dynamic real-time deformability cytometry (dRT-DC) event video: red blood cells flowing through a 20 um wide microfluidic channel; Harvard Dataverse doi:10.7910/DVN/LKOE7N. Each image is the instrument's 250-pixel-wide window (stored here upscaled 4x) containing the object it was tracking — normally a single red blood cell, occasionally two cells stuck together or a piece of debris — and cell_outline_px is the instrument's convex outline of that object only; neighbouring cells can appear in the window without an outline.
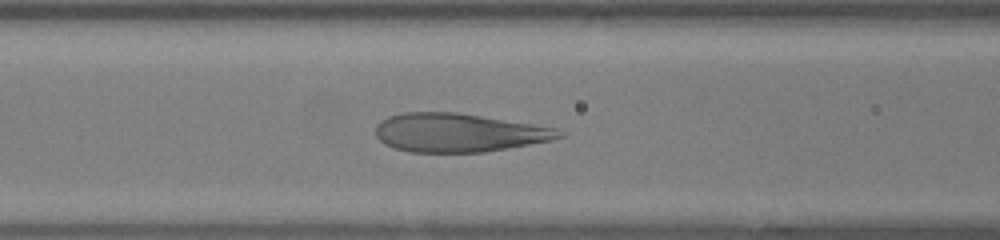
{"species": "human", "species_latin": "Homo sapiens", "temperature_condition": "warm", "stored_images_in_passage": 36, "camera_frame_rate_fps": 3000, "um_per_image_px": 0.085, "donor": {"sex": "female"}, "frame": {"image": 1, "passage_image": 15, "time_ms": 4.667, "image_size_px": [1000, 240], "cell_outline_px": [[564, 136], [552, 140], [508, 148], [484, 152], [408, 152], [384, 144], [376, 136], [376, 124], [388, 116], [404, 112], [456, 112], [532, 124], [556, 128]], "centroid_in_image_um": [38.94, 11.28], "position_along_channel_um": 127.7, "area_um2": 41.04}}
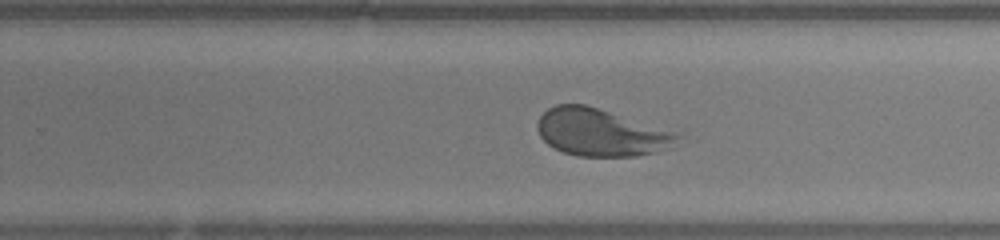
{"frame": {"image": 2, "passage_image": 25, "time_ms": 8.0, "image_size_px": [1000, 240], "cell_outline_px": [[684, 136], [672, 148], [656, 152], [636, 156], [576, 156], [564, 152], [548, 144], [540, 136], [536, 128], [536, 124], [540, 116], [548, 108], [556, 104], [584, 104], [676, 132]], "centroid_in_image_um": [51.1, 11.27], "position_along_channel_um": 278.7, "area_um2": 38.61}}
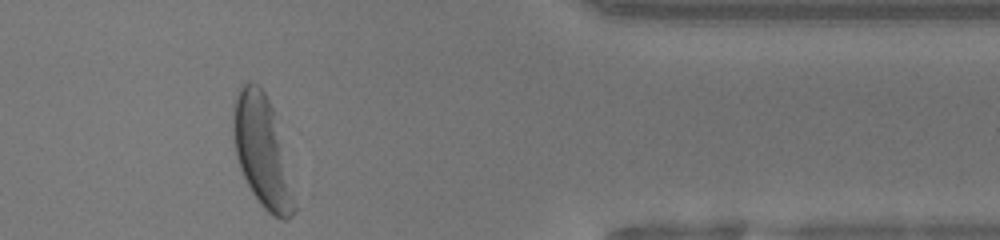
{"frame": {"image": 3, "passage_image": 34, "time_ms": 11.0, "image_size_px": [1000, 240], "cell_outline_px": [[296, 208], [292, 216], [288, 220], [280, 220], [268, 212], [260, 204], [252, 192], [240, 168], [236, 156], [232, 132], [232, 104], [240, 88], [248, 80], [260, 84], [272, 108]], "centroid_in_image_um": [22.21, 12.85], "position_along_channel_um": 389.2, "area_um2": 38.55}}